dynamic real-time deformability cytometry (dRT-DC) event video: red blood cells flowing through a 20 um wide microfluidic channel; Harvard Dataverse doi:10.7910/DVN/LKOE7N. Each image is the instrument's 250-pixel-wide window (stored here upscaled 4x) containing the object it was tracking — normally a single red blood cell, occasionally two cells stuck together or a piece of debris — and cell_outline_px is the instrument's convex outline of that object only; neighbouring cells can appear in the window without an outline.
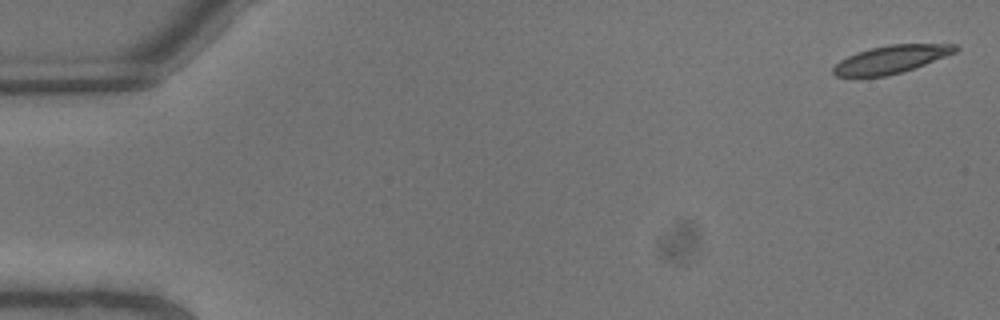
{"species": "common noctule bat (a hibernating species)", "species_latin": "Nyctalus noctula", "temperature_condition": "warm", "stored_images_in_passage": 9, "camera_frame_rate_fps": 3000, "um_per_image_px": 0.085, "animal": {"sex": "male", "body_mass_g": 13.3}, "frame": {"image": 1, "passage_image": 1, "time_ms": 0.0, "image_size_px": [1000, 320], "cell_outline_px": [[960, 48], [956, 52], [924, 64], [900, 72], [884, 76], [836, 76], [832, 72], [832, 68], [840, 60], [856, 52], [888, 44], [956, 44]], "centroid_in_image_um": [75.74, 5.03], "position_along_channel_um": 9.3, "area_um2": 19.48}}
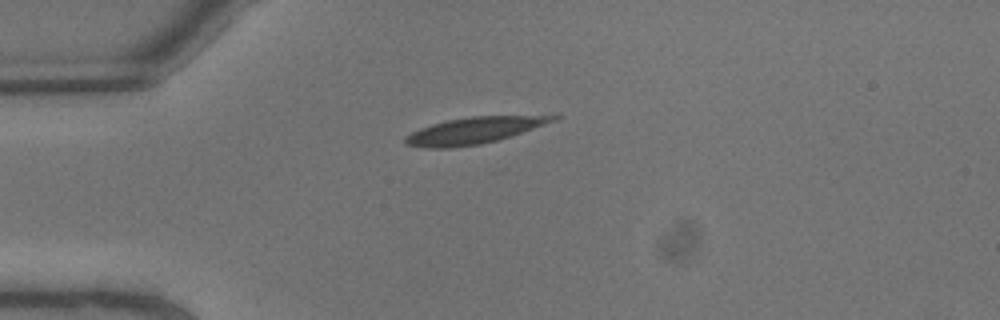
{"frame": {"image": 2, "passage_image": 6, "time_ms": 1.667, "image_size_px": [1000, 320], "cell_outline_px": [[560, 116], [556, 120], [496, 140], [480, 144], [452, 148], [424, 148], [404, 144], [404, 136], [420, 128], [432, 124], [448, 120], [472, 116]], "centroid_in_image_um": [40.15, 11.11], "position_along_channel_um": 44.8, "area_um2": 22.25}}